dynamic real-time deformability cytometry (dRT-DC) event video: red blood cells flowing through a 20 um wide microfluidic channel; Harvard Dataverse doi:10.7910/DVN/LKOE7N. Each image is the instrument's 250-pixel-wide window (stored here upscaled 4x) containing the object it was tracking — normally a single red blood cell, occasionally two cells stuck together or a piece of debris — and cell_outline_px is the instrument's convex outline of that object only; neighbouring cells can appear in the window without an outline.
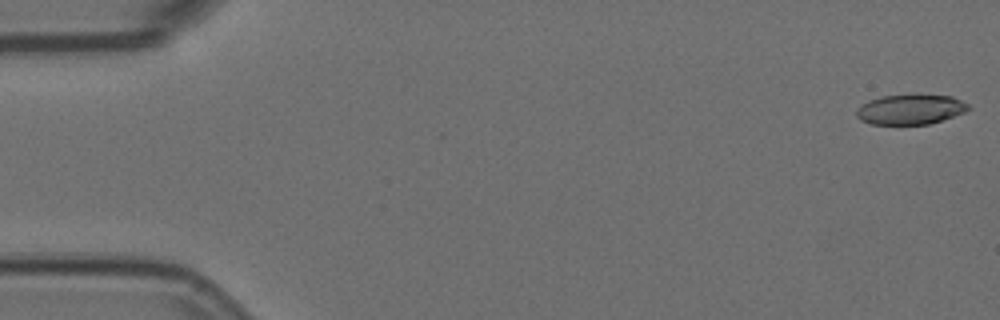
{"species": "Egyptian fruit bat (a non-hibernating species)", "species_latin": "Rousettus aegyptiacus", "temperature_condition": "room temperature", "stored_images_in_passage": 4, "camera_frame_rate_fps": 3000, "um_per_image_px": 0.085, "animal": {"sex": "female"}, "frame": {"image": 1, "passage_image": 1, "time_ms": 0.0, "image_size_px": [1000, 320], "cell_outline_px": [[972, 108], [964, 112], [928, 124], [872, 124], [860, 120], [856, 116], [856, 108], [868, 100], [880, 96], [912, 92], [916, 92], [952, 96], [968, 104]], "centroid_in_image_um": [77.36, 9.24], "position_along_channel_um": 7.6, "area_um2": 20.23}}